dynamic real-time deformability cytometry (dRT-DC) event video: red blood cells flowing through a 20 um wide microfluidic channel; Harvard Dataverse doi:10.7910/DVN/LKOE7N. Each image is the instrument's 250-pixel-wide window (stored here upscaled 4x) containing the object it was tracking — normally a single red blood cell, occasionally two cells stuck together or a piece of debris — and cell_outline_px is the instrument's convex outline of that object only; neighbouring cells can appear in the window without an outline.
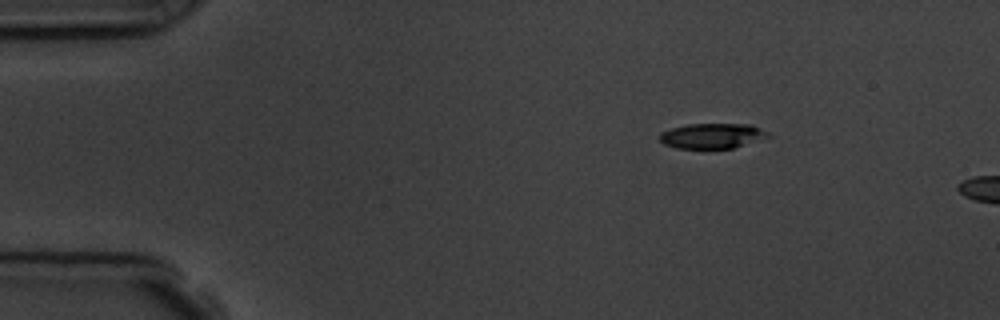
{"species": "common noctule bat (a hibernating species)", "species_latin": "Nyctalus noctula", "temperature_condition": "room temperature", "stored_images_in_passage": 2, "camera_frame_rate_fps": 3000, "um_per_image_px": 0.085, "animal": {"sex": "male", "body_mass_g": 19.5, "forearm_length_mm": 54.6}, "frame": {"image": 1, "passage_image": 1, "time_ms": 0.0, "image_size_px": [1000, 320], "cell_outline_px": [[772, 136], [732, 148], [676, 148], [664, 144], [660, 140], [660, 132], [672, 128], [688, 124], [752, 124], [768, 132]], "centroid_in_image_um": [60.55, 11.54], "position_along_channel_um": 24.5, "area_um2": 15.84}}